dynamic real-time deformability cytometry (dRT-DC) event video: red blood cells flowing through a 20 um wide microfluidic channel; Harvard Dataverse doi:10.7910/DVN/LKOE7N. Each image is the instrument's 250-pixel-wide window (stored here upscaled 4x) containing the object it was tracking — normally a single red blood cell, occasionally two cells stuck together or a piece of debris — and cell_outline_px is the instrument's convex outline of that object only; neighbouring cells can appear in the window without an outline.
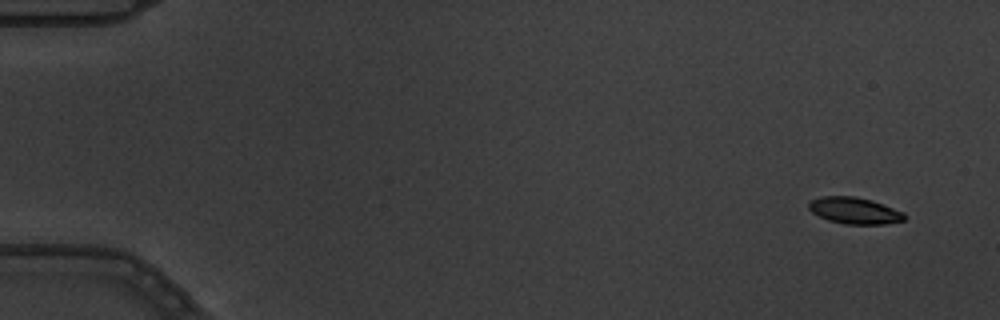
{"species": "common noctule bat (a hibernating species)", "species_latin": "Nyctalus noctula", "temperature_condition": "warm", "stored_images_in_passage": 7, "camera_frame_rate_fps": 3000, "um_per_image_px": 0.085, "animal": {"sex": "male", "body_mass_g": 19.5, "forearm_length_mm": 54.6}, "frame": {"image": 1, "passage_image": 1, "time_ms": 0.0, "image_size_px": [1000, 320], "cell_outline_px": [[908, 216], [904, 220], [884, 224], [844, 224], [828, 220], [812, 212], [808, 208], [808, 204], [812, 200], [824, 196], [856, 196], [872, 200], [904, 212]], "centroid_in_image_um": [72.66, 17.9], "position_along_channel_um": 12.3, "area_um2": 14.8}}
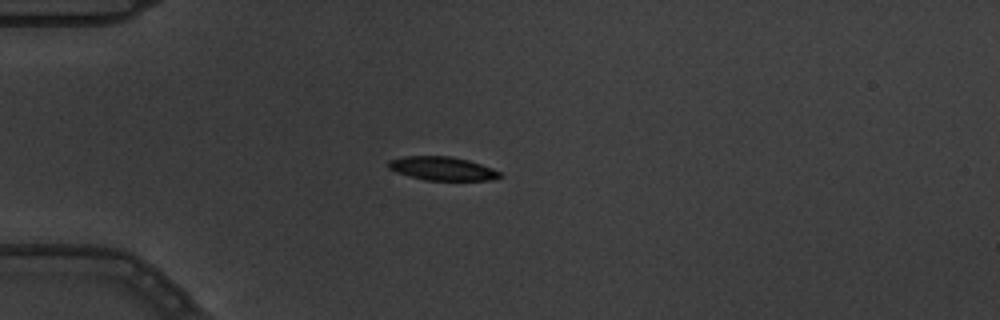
{"frame": {"image": 2, "passage_image": 5, "time_ms": 1.333, "image_size_px": [1000, 320], "cell_outline_px": [[504, 176], [492, 180], [424, 180], [396, 172], [388, 168], [388, 160], [404, 156], [448, 156], [468, 160], [492, 168], [500, 172]], "centroid_in_image_um": [37.59, 14.33], "position_along_channel_um": 47.4, "area_um2": 15.32}}